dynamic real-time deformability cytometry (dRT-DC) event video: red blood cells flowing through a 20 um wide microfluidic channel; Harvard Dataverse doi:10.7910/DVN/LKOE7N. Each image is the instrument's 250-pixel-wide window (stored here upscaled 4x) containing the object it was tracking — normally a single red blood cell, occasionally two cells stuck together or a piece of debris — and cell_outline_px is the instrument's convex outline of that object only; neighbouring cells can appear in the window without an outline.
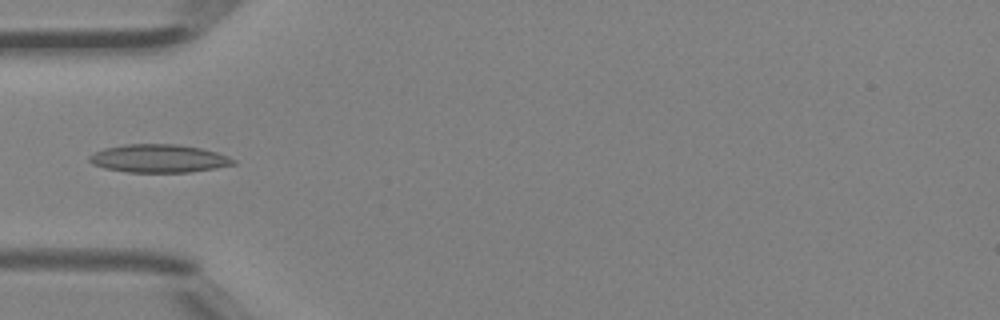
{"species": "Egyptian fruit bat (a non-hibernating species)", "species_latin": "Rousettus aegyptiacus", "temperature_condition": "room temperature", "stored_images_in_passage": 4, "camera_frame_rate_fps": 3000, "um_per_image_px": 0.085, "animal": {"sex": "female"}, "frame": {"image": 1, "passage_image": 3, "time_ms": 0.667, "image_size_px": [1000, 320], "cell_outline_px": [[236, 164], [216, 168], [188, 172], [128, 172], [104, 168], [92, 164], [88, 160], [88, 156], [104, 148], [124, 144], [176, 144], [200, 148], [216, 152], [228, 156], [236, 160]], "centroid_in_image_um": [13.49, 13.47], "position_along_channel_um": 71.5, "area_um2": 23.58}}
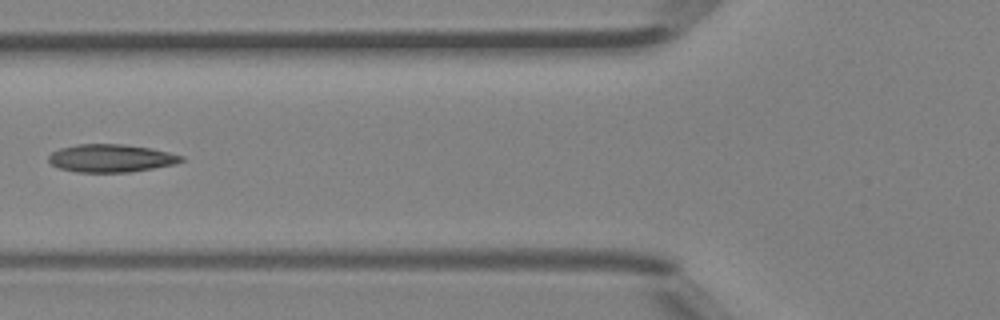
{"frame": {"image": 2, "passage_image": 4, "time_ms": 1.0, "image_size_px": [1000, 320], "cell_outline_px": [[184, 160], [176, 164], [128, 172], [76, 172], [60, 168], [52, 164], [48, 160], [48, 156], [52, 152], [60, 148], [76, 144], [124, 144], [152, 148], [184, 156]], "centroid_in_image_um": [9.44, 13.44], "position_along_channel_um": 116.4, "area_um2": 21.56}}